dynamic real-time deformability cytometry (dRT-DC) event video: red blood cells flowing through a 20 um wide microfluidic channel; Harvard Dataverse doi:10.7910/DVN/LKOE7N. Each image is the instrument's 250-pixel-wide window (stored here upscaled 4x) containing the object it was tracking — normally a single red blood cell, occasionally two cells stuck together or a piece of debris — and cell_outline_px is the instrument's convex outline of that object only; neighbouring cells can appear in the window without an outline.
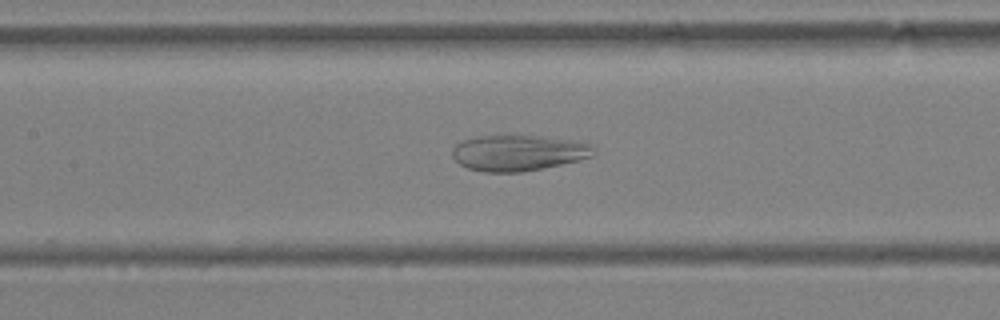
{"species": "Egyptian fruit bat (a non-hibernating species)", "species_latin": "Rousettus aegyptiacus", "temperature_condition": "warm", "stored_images_in_passage": 47, "camera_frame_rate_fps": 3000, "um_per_image_px": 0.085, "animal": {"sex": "female"}, "frame": {"image": 1, "passage_image": 27, "time_ms": 8.667, "image_size_px": [1000, 320], "cell_outline_px": [[592, 156], [544, 168], [520, 172], [484, 172], [468, 168], [460, 164], [452, 156], [452, 148], [456, 144], [464, 140], [476, 136], [540, 136], [592, 144]], "centroid_in_image_um": [43.98, 13.0], "position_along_channel_um": 163.4, "area_um2": 29.02}}
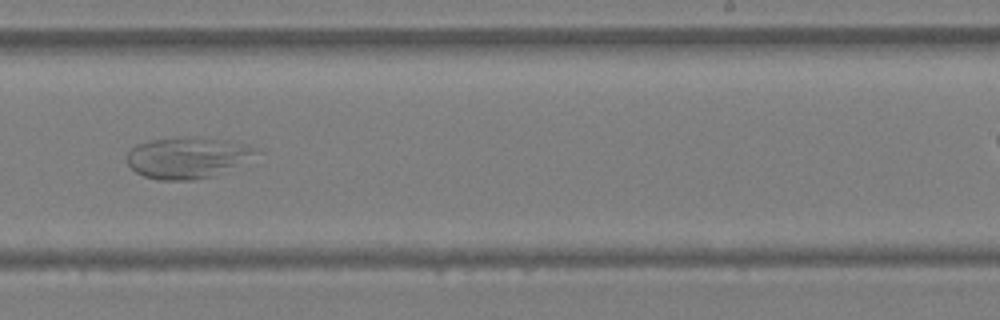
{"frame": {"image": 2, "passage_image": 36, "time_ms": 11.667, "image_size_px": [1000, 320], "cell_outline_px": [[264, 152], [212, 176], [192, 180], [156, 180], [144, 176], [136, 172], [128, 164], [128, 152], [136, 144], [152, 140], [188, 136], [224, 140], [248, 144], [260, 148]], "centroid_in_image_um": [15.97, 13.39], "position_along_channel_um": 273.0, "area_um2": 30.98}}
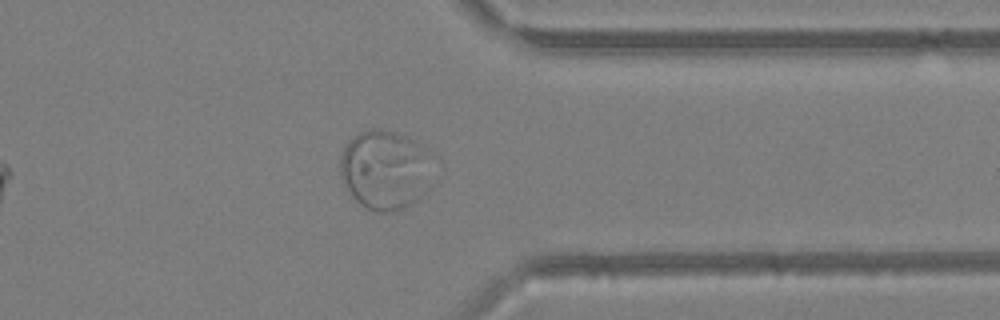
{"frame": {"image": 3, "passage_image": 45, "time_ms": 14.667, "image_size_px": [1000, 320], "cell_outline_px": [[420, 196], [416, 200], [404, 208], [392, 212], [376, 212], [364, 208], [352, 196], [344, 184], [340, 176], [340, 152], [348, 140], [360, 132], [368, 128], [380, 128], [408, 136], [416, 144], [420, 188]], "centroid_in_image_um": [32.38, 14.44], "position_along_channel_um": 379.0, "area_um2": 39.59}}